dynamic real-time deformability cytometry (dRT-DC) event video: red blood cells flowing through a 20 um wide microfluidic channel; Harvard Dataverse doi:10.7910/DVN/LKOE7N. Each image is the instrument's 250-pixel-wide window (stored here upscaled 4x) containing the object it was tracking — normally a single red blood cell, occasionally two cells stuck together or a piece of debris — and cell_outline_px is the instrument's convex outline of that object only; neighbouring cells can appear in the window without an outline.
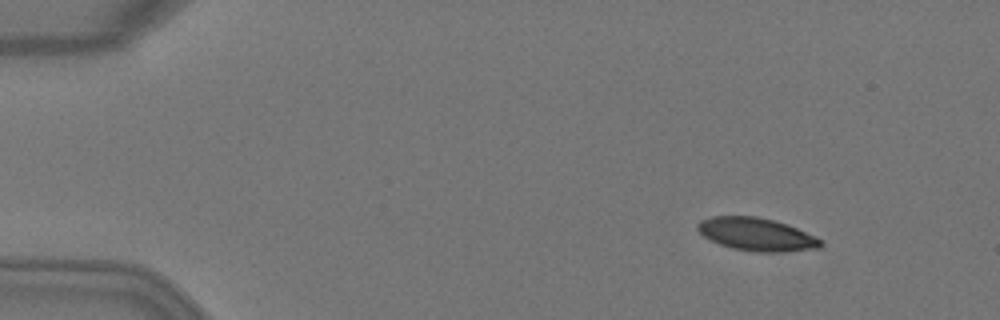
{"species": "Egyptian fruit bat (a non-hibernating species)", "species_latin": "Rousettus aegyptiacus", "temperature_condition": "warm", "stored_images_in_passage": 3, "camera_frame_rate_fps": 3000, "um_per_image_px": 0.085, "animal": {"sex": "female"}, "frame": {"image": 1, "passage_image": 1, "time_ms": 0.0, "image_size_px": [1000, 320], "cell_outline_px": [[824, 244], [820, 248], [780, 252], [756, 252], [732, 248], [720, 244], [704, 236], [696, 228], [696, 224], [700, 220], [712, 216], [756, 216], [788, 224], [820, 240]], "centroid_in_image_um": [64.27, 19.91], "position_along_channel_um": 20.7, "area_um2": 23.41}}